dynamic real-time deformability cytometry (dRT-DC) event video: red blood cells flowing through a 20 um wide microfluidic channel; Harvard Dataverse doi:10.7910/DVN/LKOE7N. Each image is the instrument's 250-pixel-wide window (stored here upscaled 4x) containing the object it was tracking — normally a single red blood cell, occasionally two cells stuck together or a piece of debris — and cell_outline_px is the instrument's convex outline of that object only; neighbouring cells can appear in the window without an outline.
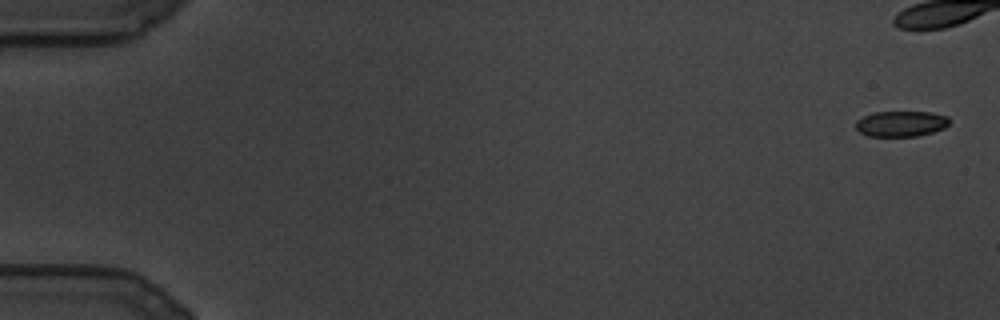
{"species": "common noctule bat (a hibernating species)", "species_latin": "Nyctalus noctula", "temperature_condition": "cold", "stored_images_in_passage": 89, "camera_frame_rate_fps": 3000, "um_per_image_px": 0.085, "animal": {"sex": "male", "body_mass_g": 19.5, "forearm_length_mm": 54.6}, "frame": {"image": 1, "passage_image": 1, "time_ms": 0.0, "image_size_px": [1000, 320], "cell_outline_px": [[948, 124], [944, 128], [932, 132], [916, 136], [868, 136], [860, 132], [856, 128], [856, 120], [872, 112], [932, 112], [948, 116]], "centroid_in_image_um": [76.57, 10.51], "position_along_channel_um": 8.4, "area_um2": 13.93}}
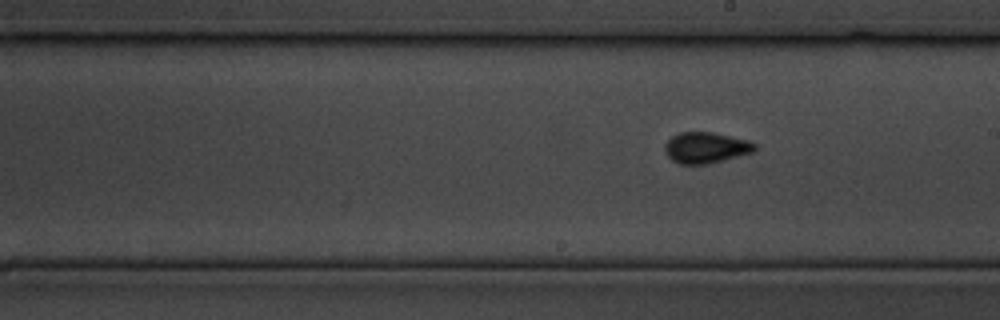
{"frame": {"image": 2, "passage_image": 63, "time_ms": 20.667, "image_size_px": [1000, 320], "cell_outline_px": [[756, 152], [708, 164], [680, 164], [672, 160], [664, 152], [664, 144], [672, 136], [680, 132], [712, 132], [748, 140], [756, 144]], "centroid_in_image_um": [60.01, 12.56], "position_along_channel_um": 229.0, "area_um2": 16.42}}
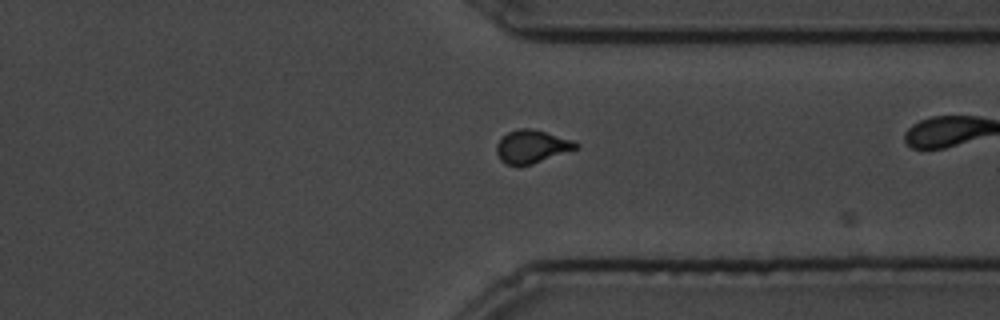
{"frame": {"image": 3, "passage_image": 86, "time_ms": 28.333, "image_size_px": [1000, 320], "cell_outline_px": [[580, 148], [532, 164], [504, 164], [500, 160], [496, 152], [496, 144], [508, 132], [520, 128], [532, 128], [572, 140], [580, 144]], "centroid_in_image_um": [45.22, 12.45], "position_along_channel_um": 366.2, "area_um2": 15.2}}